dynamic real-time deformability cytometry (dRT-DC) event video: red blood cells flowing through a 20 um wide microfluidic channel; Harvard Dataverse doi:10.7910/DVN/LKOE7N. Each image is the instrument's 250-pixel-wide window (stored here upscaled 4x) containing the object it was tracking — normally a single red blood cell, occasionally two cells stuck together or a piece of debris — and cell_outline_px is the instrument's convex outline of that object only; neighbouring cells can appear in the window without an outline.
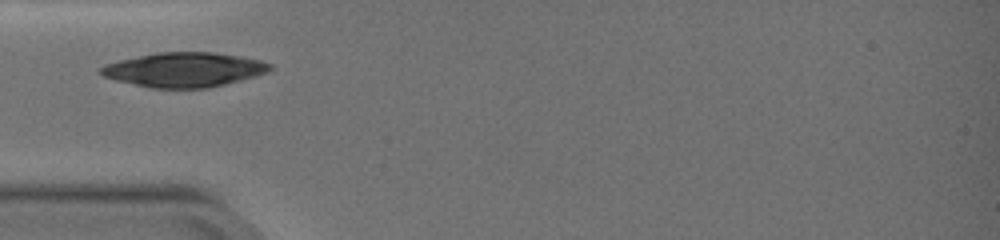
{"species": "common noctule bat (a hibernating species)", "species_latin": "Nyctalus noctula", "temperature_condition": "warm", "stored_images_in_passage": 28, "camera_frame_rate_fps": 3000, "um_per_image_px": 0.085, "animal": {"sex": "female", "body_mass_g": 19.0, "forearm_length_mm": 51.5}, "frame": {"image": 1, "passage_image": 1, "time_ms": 0.0, "image_size_px": [1000, 240], "cell_outline_px": [[272, 68], [268, 72], [240, 80], [208, 88], [152, 88], [116, 80], [104, 76], [100, 72], [100, 68], [108, 64], [120, 60], [160, 52], [216, 52], [240, 56], [260, 60], [272, 64]], "centroid_in_image_um": [15.7, 5.92], "position_along_channel_um": 69.3, "area_um2": 33.64}}
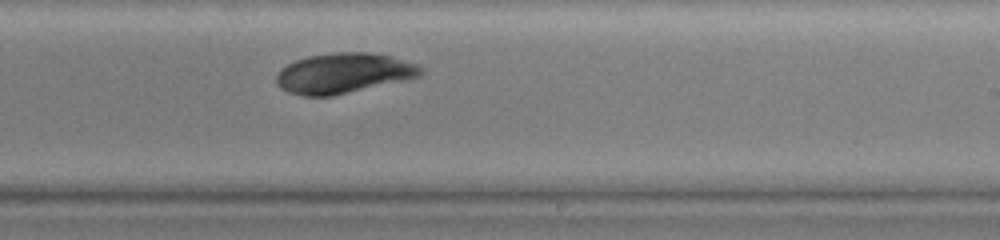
{"frame": {"image": 2, "passage_image": 16, "time_ms": 5.0, "image_size_px": [1000, 240], "cell_outline_px": [[424, 72], [420, 76], [408, 80], [332, 96], [304, 96], [288, 92], [280, 88], [276, 84], [276, 76], [280, 68], [296, 60], [308, 56], [336, 52], [368, 52], [392, 56], [416, 64], [424, 68]], "centroid_in_image_um": [29.22, 6.23], "position_along_channel_um": 259.8, "area_um2": 34.16}}
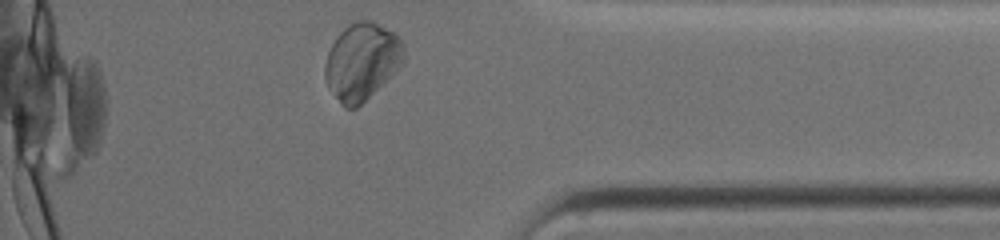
{"frame": {"image": 3, "passage_image": 28, "time_ms": 9.0, "image_size_px": [1000, 240], "cell_outline_px": [[404, 64], [392, 76], [356, 108], [344, 108], [328, 88], [324, 76], [324, 64], [328, 52], [336, 36], [348, 24], [356, 20], [372, 20], [400, 36], [404, 48]], "centroid_in_image_um": [30.76, 5.22], "position_along_channel_um": 404.4, "area_um2": 35.78}}